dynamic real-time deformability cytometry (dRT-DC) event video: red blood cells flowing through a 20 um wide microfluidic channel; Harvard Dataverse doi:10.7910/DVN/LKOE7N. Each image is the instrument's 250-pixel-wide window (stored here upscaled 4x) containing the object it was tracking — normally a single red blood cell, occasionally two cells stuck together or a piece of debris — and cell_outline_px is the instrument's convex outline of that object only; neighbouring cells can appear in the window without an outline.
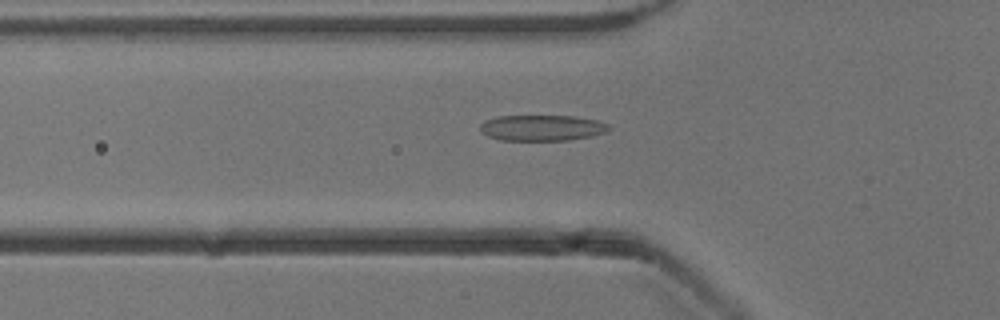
{"species": "common noctule bat (a hibernating species)", "species_latin": "Nyctalus noctula", "temperature_condition": "cold", "stored_images_in_passage": 51, "camera_frame_rate_fps": 3000, "um_per_image_px": 0.085, "animal": {"sex": "male", "body_mass_g": 13.3}, "frame": {"image": 1, "passage_image": 18, "time_ms": 5.667, "image_size_px": [1000, 320], "cell_outline_px": [[612, 128], [604, 132], [592, 136], [568, 140], [500, 140], [488, 136], [480, 132], [480, 124], [484, 120], [496, 116], [576, 116], [596, 120], [608, 124]], "centroid_in_image_um": [46.04, 10.86], "position_along_channel_um": 79.8, "area_um2": 19.48}}
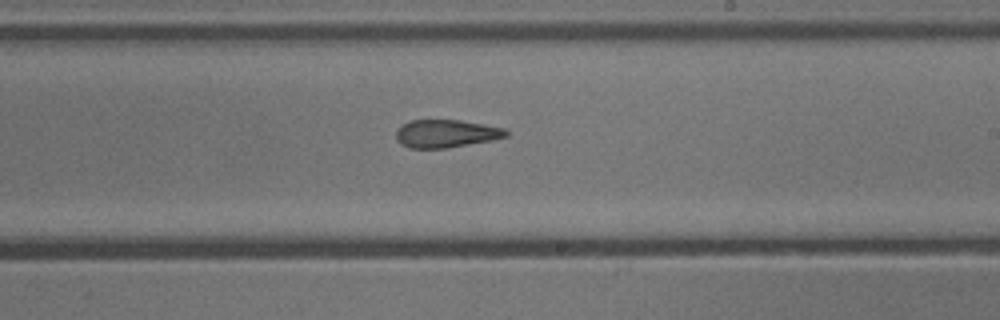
{"frame": {"image": 2, "passage_image": 31, "time_ms": 10.0, "image_size_px": [1000, 320], "cell_outline_px": [[508, 136], [492, 140], [448, 148], [408, 148], [400, 144], [396, 140], [396, 128], [412, 120], [460, 120], [484, 124], [504, 128], [508, 132]], "centroid_in_image_um": [37.89, 11.36], "position_along_channel_um": 251.1, "area_um2": 17.98}}
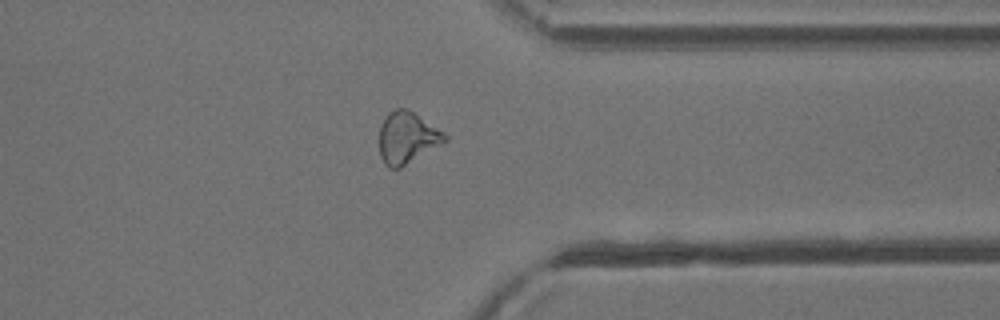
{"frame": {"image": 3, "passage_image": 41, "time_ms": 13.333, "image_size_px": [1000, 320], "cell_outline_px": [[448, 140], [400, 168], [388, 168], [384, 164], [380, 156], [380, 124], [388, 112], [396, 108], [408, 108], [444, 132], [448, 136]], "centroid_in_image_um": [34.6, 11.69], "position_along_channel_um": 376.8, "area_um2": 19.77}}